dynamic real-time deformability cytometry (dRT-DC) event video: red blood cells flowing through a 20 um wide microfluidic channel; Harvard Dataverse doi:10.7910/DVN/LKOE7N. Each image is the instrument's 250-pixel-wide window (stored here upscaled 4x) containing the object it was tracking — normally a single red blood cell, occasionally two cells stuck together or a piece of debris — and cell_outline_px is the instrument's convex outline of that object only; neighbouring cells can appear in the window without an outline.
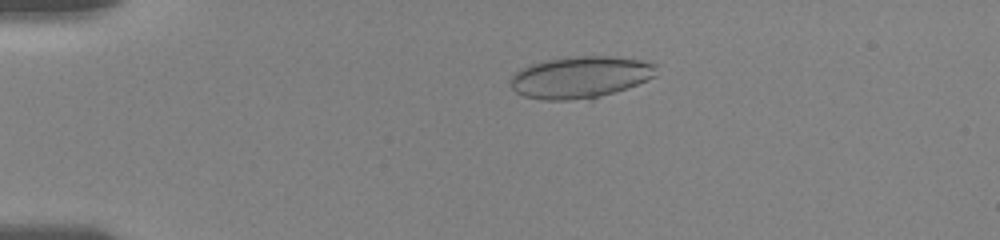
{"species": "human", "species_latin": "Homo sapiens", "temperature_condition": "room temperature", "stored_images_in_passage": 54, "camera_frame_rate_fps": 3000, "um_per_image_px": 0.085, "donor": {"sex": "female"}, "frame": {"image": 1, "passage_image": 12, "time_ms": 3.333, "image_size_px": [1000, 240], "cell_outline_px": [[656, 76], [648, 80], [592, 100], [544, 100], [524, 96], [516, 92], [512, 88], [508, 80], [520, 68], [532, 64], [548, 60], [576, 56], [612, 56], [640, 60], [656, 64]], "centroid_in_image_um": [49.32, 6.58], "position_along_channel_um": 35.7, "area_um2": 35.72}}
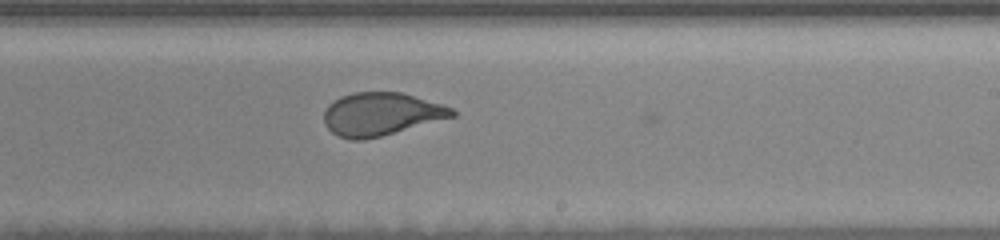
{"frame": {"image": 2, "passage_image": 36, "time_ms": 10.667, "image_size_px": [1000, 240], "cell_outline_px": [[456, 116], [380, 136], [364, 140], [348, 140], [332, 132], [324, 124], [324, 112], [328, 104], [340, 96], [352, 92], [404, 92], [444, 104], [452, 108], [456, 112]], "centroid_in_image_um": [32.39, 9.68], "position_along_channel_um": 256.6, "area_um2": 32.31}}
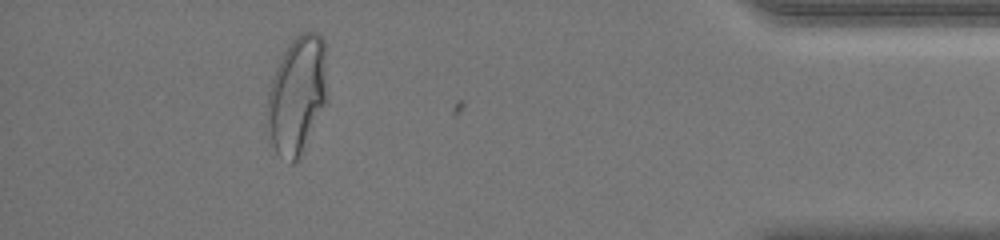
{"frame": {"image": 3, "passage_image": 49, "time_ms": 16.0, "image_size_px": [1000, 240], "cell_outline_px": [[324, 104], [296, 160], [292, 164], [276, 152], [272, 144], [264, 124], [268, 92], [272, 76], [288, 44], [300, 32], [316, 32], [324, 40]], "centroid_in_image_um": [25.15, 8.06], "position_along_channel_um": 410.0, "area_um2": 40.11}, "authors_computed_cell_mechanics": {"area_um2": 35.2002, "velocity_mm_per_s": 3.702, "shape_relaxation_time_tau1_ms": 6.8423, "shape_relaxation_time_tau2_ms": null, "deformation_change_tau1": 0.1988, "deformation_change_tau2": null}}